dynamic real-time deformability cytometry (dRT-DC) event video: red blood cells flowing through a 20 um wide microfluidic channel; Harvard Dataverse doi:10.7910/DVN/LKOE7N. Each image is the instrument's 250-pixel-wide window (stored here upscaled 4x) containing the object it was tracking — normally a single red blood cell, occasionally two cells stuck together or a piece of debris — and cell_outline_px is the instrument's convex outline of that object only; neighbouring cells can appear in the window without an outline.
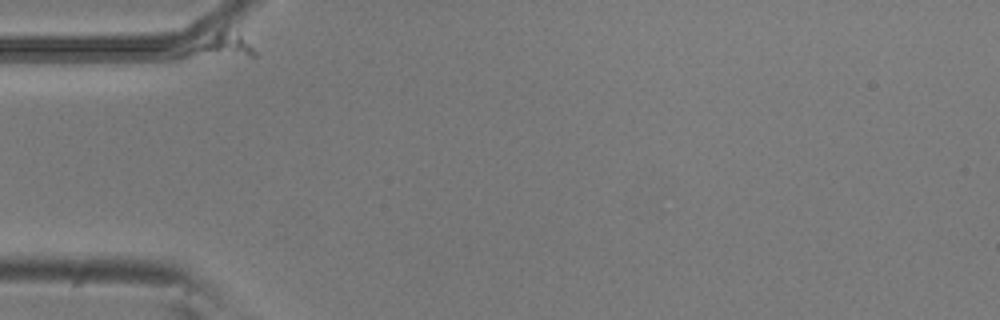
{"species": "common noctule bat (a hibernating species)", "species_latin": "Nyctalus noctula", "temperature_condition": "room temperature", "stored_images_in_passage": 17, "camera_frame_rate_fps": 3000, "um_per_image_px": 0.085, "animal": {"sex": "male", "body_mass_g": 20.5, "forearm_length_mm": 52.5}, "frame": {"image": 1, "passage_image": 1, "time_ms": 0.0, "image_size_px": [1000, 320], "cell_outline_px": [[256, 56], [176, 56], [176, 52], [224, 24], [240, 36], [256, 52]], "centroid_in_image_um": [18.58, 3.83], "position_along_channel_um": 66.4, "area_um2": 10.64}}
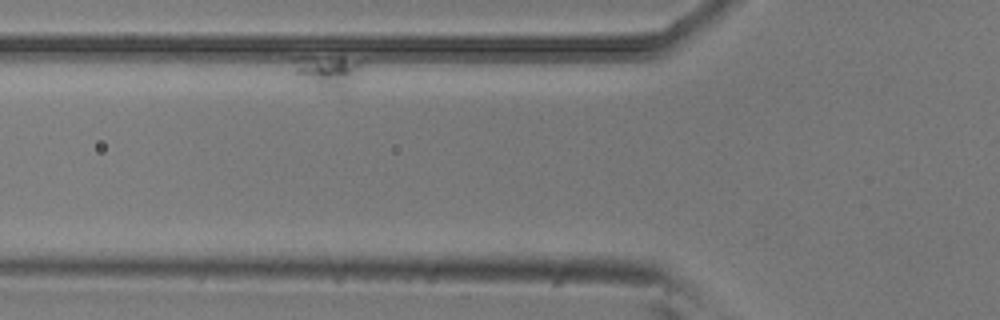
{"frame": {"image": 2, "passage_image": 7, "time_ms": 2.0, "image_size_px": [1000, 320], "cell_outline_px": [[364, 60], [344, 88], [340, 92], [320, 88], [296, 72], [292, 60], [296, 56], [344, 56]], "centroid_in_image_um": [27.82, 5.98], "position_along_channel_um": 98.0, "area_um2": 12.6}}
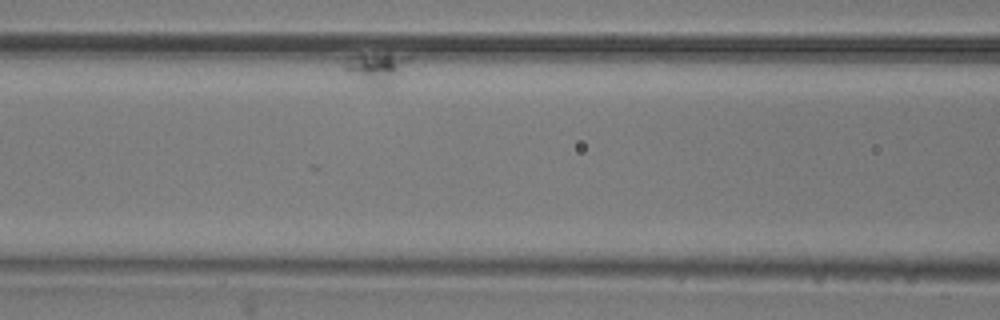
{"frame": {"image": 3, "passage_image": 14, "time_ms": 4.333, "image_size_px": [1000, 320], "cell_outline_px": [[412, 56], [388, 88], [368, 88], [360, 84], [340, 68], [336, 60], [344, 56], [360, 52], [388, 52]], "centroid_in_image_um": [31.76, 5.76], "position_along_channel_um": 134.8, "area_um2": 13.53}}